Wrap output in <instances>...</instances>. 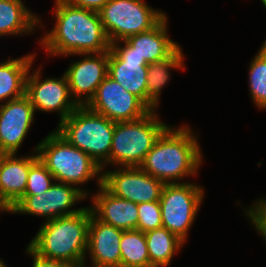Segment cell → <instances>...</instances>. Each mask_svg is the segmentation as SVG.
<instances>
[{"label":"cell","mask_w":266,"mask_h":267,"mask_svg":"<svg viewBox=\"0 0 266 267\" xmlns=\"http://www.w3.org/2000/svg\"><path fill=\"white\" fill-rule=\"evenodd\" d=\"M120 249V267H150L147 242L142 231L123 230Z\"/></svg>","instance_id":"cell-24"},{"label":"cell","mask_w":266,"mask_h":267,"mask_svg":"<svg viewBox=\"0 0 266 267\" xmlns=\"http://www.w3.org/2000/svg\"><path fill=\"white\" fill-rule=\"evenodd\" d=\"M249 92L253 104L266 111V50L261 46L249 64Z\"/></svg>","instance_id":"cell-25"},{"label":"cell","mask_w":266,"mask_h":267,"mask_svg":"<svg viewBox=\"0 0 266 267\" xmlns=\"http://www.w3.org/2000/svg\"><path fill=\"white\" fill-rule=\"evenodd\" d=\"M37 27H44L40 16L30 11L22 0H0V37L30 35Z\"/></svg>","instance_id":"cell-20"},{"label":"cell","mask_w":266,"mask_h":267,"mask_svg":"<svg viewBox=\"0 0 266 267\" xmlns=\"http://www.w3.org/2000/svg\"><path fill=\"white\" fill-rule=\"evenodd\" d=\"M0 267H7L2 258L0 259Z\"/></svg>","instance_id":"cell-31"},{"label":"cell","mask_w":266,"mask_h":267,"mask_svg":"<svg viewBox=\"0 0 266 267\" xmlns=\"http://www.w3.org/2000/svg\"><path fill=\"white\" fill-rule=\"evenodd\" d=\"M63 1L72 6L99 12L101 8L110 0H63Z\"/></svg>","instance_id":"cell-30"},{"label":"cell","mask_w":266,"mask_h":267,"mask_svg":"<svg viewBox=\"0 0 266 267\" xmlns=\"http://www.w3.org/2000/svg\"><path fill=\"white\" fill-rule=\"evenodd\" d=\"M260 2H262V4L264 5V8L266 9V0H260Z\"/></svg>","instance_id":"cell-33"},{"label":"cell","mask_w":266,"mask_h":267,"mask_svg":"<svg viewBox=\"0 0 266 267\" xmlns=\"http://www.w3.org/2000/svg\"><path fill=\"white\" fill-rule=\"evenodd\" d=\"M88 198L74 185L54 182L44 193L23 196L8 213L29 214L45 217L44 221L77 214L84 207L74 209L73 206ZM73 207V208H72Z\"/></svg>","instance_id":"cell-9"},{"label":"cell","mask_w":266,"mask_h":267,"mask_svg":"<svg viewBox=\"0 0 266 267\" xmlns=\"http://www.w3.org/2000/svg\"><path fill=\"white\" fill-rule=\"evenodd\" d=\"M98 13L110 43L147 32L167 16L144 0H110Z\"/></svg>","instance_id":"cell-7"},{"label":"cell","mask_w":266,"mask_h":267,"mask_svg":"<svg viewBox=\"0 0 266 267\" xmlns=\"http://www.w3.org/2000/svg\"><path fill=\"white\" fill-rule=\"evenodd\" d=\"M36 147L38 158L53 175L55 182L74 185L87 197L91 192L83 189V184L96 178L97 186L102 185L101 166L82 150L72 146L55 129Z\"/></svg>","instance_id":"cell-4"},{"label":"cell","mask_w":266,"mask_h":267,"mask_svg":"<svg viewBox=\"0 0 266 267\" xmlns=\"http://www.w3.org/2000/svg\"><path fill=\"white\" fill-rule=\"evenodd\" d=\"M85 106L114 122L133 121L150 111L137 96L127 92L109 75L97 87L94 96Z\"/></svg>","instance_id":"cell-12"},{"label":"cell","mask_w":266,"mask_h":267,"mask_svg":"<svg viewBox=\"0 0 266 267\" xmlns=\"http://www.w3.org/2000/svg\"><path fill=\"white\" fill-rule=\"evenodd\" d=\"M26 254L32 257V267H78L76 264L61 261V260H50L40 257L35 254L28 246L26 247Z\"/></svg>","instance_id":"cell-29"},{"label":"cell","mask_w":266,"mask_h":267,"mask_svg":"<svg viewBox=\"0 0 266 267\" xmlns=\"http://www.w3.org/2000/svg\"><path fill=\"white\" fill-rule=\"evenodd\" d=\"M103 171L102 185L113 195L139 204L159 201L164 183L140 167H116Z\"/></svg>","instance_id":"cell-13"},{"label":"cell","mask_w":266,"mask_h":267,"mask_svg":"<svg viewBox=\"0 0 266 267\" xmlns=\"http://www.w3.org/2000/svg\"><path fill=\"white\" fill-rule=\"evenodd\" d=\"M187 124L169 126L157 139L139 166L164 184L184 183L185 178L197 175L203 154L194 133ZM183 179V182L180 180Z\"/></svg>","instance_id":"cell-2"},{"label":"cell","mask_w":266,"mask_h":267,"mask_svg":"<svg viewBox=\"0 0 266 267\" xmlns=\"http://www.w3.org/2000/svg\"><path fill=\"white\" fill-rule=\"evenodd\" d=\"M261 46L266 50V39L264 40Z\"/></svg>","instance_id":"cell-32"},{"label":"cell","mask_w":266,"mask_h":267,"mask_svg":"<svg viewBox=\"0 0 266 267\" xmlns=\"http://www.w3.org/2000/svg\"><path fill=\"white\" fill-rule=\"evenodd\" d=\"M55 182L53 175L46 166L37 158L31 165L28 181L23 196L39 195L47 191Z\"/></svg>","instance_id":"cell-26"},{"label":"cell","mask_w":266,"mask_h":267,"mask_svg":"<svg viewBox=\"0 0 266 267\" xmlns=\"http://www.w3.org/2000/svg\"><path fill=\"white\" fill-rule=\"evenodd\" d=\"M184 53L179 46L169 57L148 64L147 71V97L149 98V109L157 110L160 104V96L163 88L170 81L171 70H185Z\"/></svg>","instance_id":"cell-22"},{"label":"cell","mask_w":266,"mask_h":267,"mask_svg":"<svg viewBox=\"0 0 266 267\" xmlns=\"http://www.w3.org/2000/svg\"><path fill=\"white\" fill-rule=\"evenodd\" d=\"M157 110L145 116L124 122H115L109 166L139 167L146 154L170 124L162 122Z\"/></svg>","instance_id":"cell-6"},{"label":"cell","mask_w":266,"mask_h":267,"mask_svg":"<svg viewBox=\"0 0 266 267\" xmlns=\"http://www.w3.org/2000/svg\"><path fill=\"white\" fill-rule=\"evenodd\" d=\"M37 147L29 155H0V212L9 210L23 197L30 165L38 158ZM34 152V153H33Z\"/></svg>","instance_id":"cell-16"},{"label":"cell","mask_w":266,"mask_h":267,"mask_svg":"<svg viewBox=\"0 0 266 267\" xmlns=\"http://www.w3.org/2000/svg\"><path fill=\"white\" fill-rule=\"evenodd\" d=\"M147 71L148 63L126 40L110 43L108 75L149 108Z\"/></svg>","instance_id":"cell-11"},{"label":"cell","mask_w":266,"mask_h":267,"mask_svg":"<svg viewBox=\"0 0 266 267\" xmlns=\"http://www.w3.org/2000/svg\"><path fill=\"white\" fill-rule=\"evenodd\" d=\"M249 208H243L248 221L266 243V197L254 200Z\"/></svg>","instance_id":"cell-28"},{"label":"cell","mask_w":266,"mask_h":267,"mask_svg":"<svg viewBox=\"0 0 266 267\" xmlns=\"http://www.w3.org/2000/svg\"><path fill=\"white\" fill-rule=\"evenodd\" d=\"M90 195L89 208L98 220L122 230L137 229L138 204L113 195L103 185Z\"/></svg>","instance_id":"cell-18"},{"label":"cell","mask_w":266,"mask_h":267,"mask_svg":"<svg viewBox=\"0 0 266 267\" xmlns=\"http://www.w3.org/2000/svg\"><path fill=\"white\" fill-rule=\"evenodd\" d=\"M34 114L26 95L0 106V155L17 154L36 119Z\"/></svg>","instance_id":"cell-15"},{"label":"cell","mask_w":266,"mask_h":267,"mask_svg":"<svg viewBox=\"0 0 266 267\" xmlns=\"http://www.w3.org/2000/svg\"><path fill=\"white\" fill-rule=\"evenodd\" d=\"M56 131L72 146L89 155L102 171L109 166V154L115 122L78 106L66 119L58 123Z\"/></svg>","instance_id":"cell-5"},{"label":"cell","mask_w":266,"mask_h":267,"mask_svg":"<svg viewBox=\"0 0 266 267\" xmlns=\"http://www.w3.org/2000/svg\"><path fill=\"white\" fill-rule=\"evenodd\" d=\"M204 195V188L190 181L165 184L159 200L162 226L186 243Z\"/></svg>","instance_id":"cell-8"},{"label":"cell","mask_w":266,"mask_h":267,"mask_svg":"<svg viewBox=\"0 0 266 267\" xmlns=\"http://www.w3.org/2000/svg\"><path fill=\"white\" fill-rule=\"evenodd\" d=\"M167 16L153 29L130 36L126 41L149 64L169 57L180 45L170 39Z\"/></svg>","instance_id":"cell-19"},{"label":"cell","mask_w":266,"mask_h":267,"mask_svg":"<svg viewBox=\"0 0 266 267\" xmlns=\"http://www.w3.org/2000/svg\"><path fill=\"white\" fill-rule=\"evenodd\" d=\"M123 230L98 220L91 212L88 228L87 258L91 267H120V241Z\"/></svg>","instance_id":"cell-17"},{"label":"cell","mask_w":266,"mask_h":267,"mask_svg":"<svg viewBox=\"0 0 266 267\" xmlns=\"http://www.w3.org/2000/svg\"><path fill=\"white\" fill-rule=\"evenodd\" d=\"M82 56L81 60L72 61L64 72L71 97L79 106H85L91 100L97 87L108 75L109 51Z\"/></svg>","instance_id":"cell-14"},{"label":"cell","mask_w":266,"mask_h":267,"mask_svg":"<svg viewBox=\"0 0 266 267\" xmlns=\"http://www.w3.org/2000/svg\"><path fill=\"white\" fill-rule=\"evenodd\" d=\"M150 267H168L185 242L163 226L145 232Z\"/></svg>","instance_id":"cell-23"},{"label":"cell","mask_w":266,"mask_h":267,"mask_svg":"<svg viewBox=\"0 0 266 267\" xmlns=\"http://www.w3.org/2000/svg\"><path fill=\"white\" fill-rule=\"evenodd\" d=\"M90 218L91 209L84 206L77 214L48 220L27 245L42 258L82 267L87 256Z\"/></svg>","instance_id":"cell-3"},{"label":"cell","mask_w":266,"mask_h":267,"mask_svg":"<svg viewBox=\"0 0 266 267\" xmlns=\"http://www.w3.org/2000/svg\"><path fill=\"white\" fill-rule=\"evenodd\" d=\"M40 66L32 72L31 66L26 78L25 95L33 105L35 113L36 111L44 113L57 112L60 123L79 105L71 97L68 79L65 73L60 78H52L51 76L42 79V65Z\"/></svg>","instance_id":"cell-10"},{"label":"cell","mask_w":266,"mask_h":267,"mask_svg":"<svg viewBox=\"0 0 266 267\" xmlns=\"http://www.w3.org/2000/svg\"><path fill=\"white\" fill-rule=\"evenodd\" d=\"M53 10L55 25L38 41L50 57L65 58L110 50L98 12L69 5L63 0H55Z\"/></svg>","instance_id":"cell-1"},{"label":"cell","mask_w":266,"mask_h":267,"mask_svg":"<svg viewBox=\"0 0 266 267\" xmlns=\"http://www.w3.org/2000/svg\"><path fill=\"white\" fill-rule=\"evenodd\" d=\"M137 230L143 233L162 227L161 207L159 201L138 204Z\"/></svg>","instance_id":"cell-27"},{"label":"cell","mask_w":266,"mask_h":267,"mask_svg":"<svg viewBox=\"0 0 266 267\" xmlns=\"http://www.w3.org/2000/svg\"><path fill=\"white\" fill-rule=\"evenodd\" d=\"M36 54L10 57L0 62V106L25 95L26 78Z\"/></svg>","instance_id":"cell-21"}]
</instances>
